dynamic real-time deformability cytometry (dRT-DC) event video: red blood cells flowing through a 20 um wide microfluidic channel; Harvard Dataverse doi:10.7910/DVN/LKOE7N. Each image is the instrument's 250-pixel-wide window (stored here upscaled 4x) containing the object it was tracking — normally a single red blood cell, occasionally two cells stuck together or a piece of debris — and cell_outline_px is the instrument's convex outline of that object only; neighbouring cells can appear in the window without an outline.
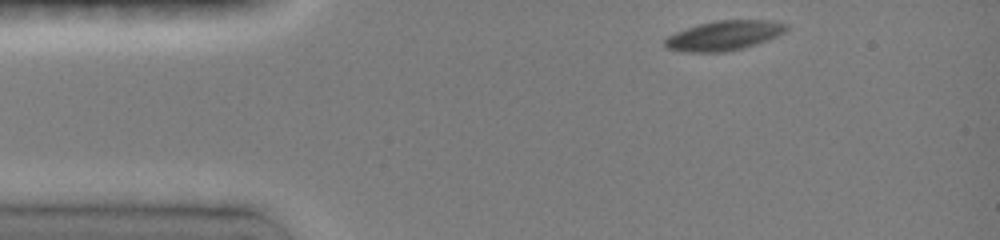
{"species": "common noctule bat (a hibernating species)", "species_latin": "Nyctalus noctula", "temperature_condition": "room temperature", "stored_images_in_passage": 4, "camera_frame_rate_fps": 3000, "um_per_image_px": 0.085, "animal": {"sex": "female", "body_mass_g": 19.0, "forearm_length_mm": 51.5}, "frame": {"image": 1, "passage_image": 1, "time_ms": 0.0, "image_size_px": [1000, 240], "cell_outline_px": [[788, 28], [784, 32], [768, 40], [744, 48], [724, 52], [680, 52], [668, 48], [664, 44], [664, 40], [668, 36], [676, 32], [700, 24], [716, 20], [772, 20], [788, 24]], "centroid_in_image_um": [61.56, 3.02], "position_along_channel_um": 23.4, "area_um2": 20.98}}
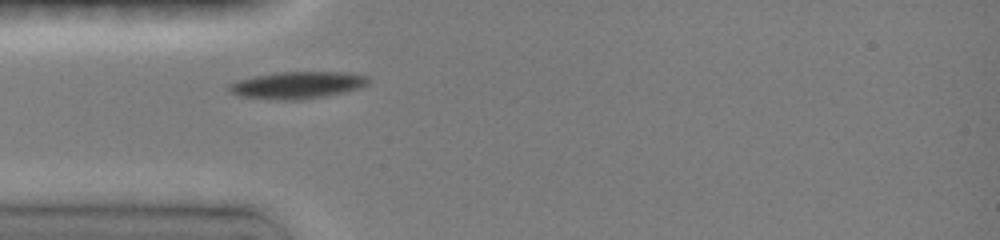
{"frame": {"image": 2, "passage_image": 3, "time_ms": 2.333, "image_size_px": [1000, 240], "cell_outline_px": [[368, 84], [360, 88], [344, 92], [324, 96], [300, 100], [284, 100], [236, 96], [228, 92], [228, 84], [236, 80], [252, 76], [276, 72], [344, 72], [368, 76]], "centroid_in_image_um": [25.21, 7.23], "position_along_channel_um": 59.8, "area_um2": 22.14}}